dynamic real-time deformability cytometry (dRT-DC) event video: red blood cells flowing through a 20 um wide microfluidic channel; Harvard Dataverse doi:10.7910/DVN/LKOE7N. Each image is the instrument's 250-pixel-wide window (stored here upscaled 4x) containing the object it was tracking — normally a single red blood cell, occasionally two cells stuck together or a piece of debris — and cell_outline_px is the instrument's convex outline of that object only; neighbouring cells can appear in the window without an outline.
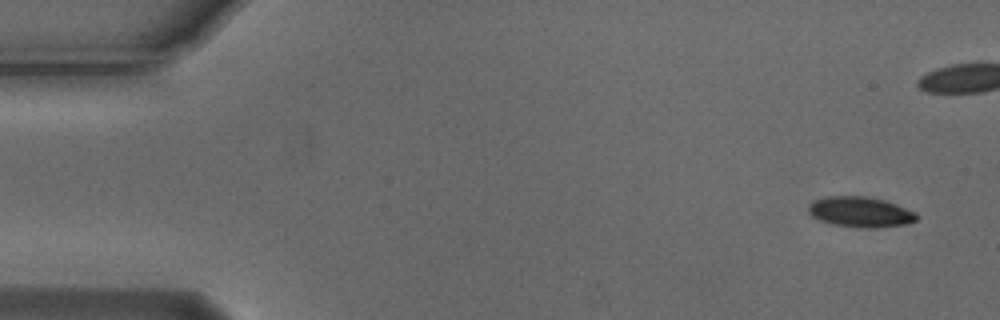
{"species": "Egyptian fruit bat (a non-hibernating species)", "species_latin": "Rousettus aegyptiacus", "temperature_condition": "cold", "stored_images_in_passage": 9, "camera_frame_rate_fps": 3000, "um_per_image_px": 0.085, "animal": {"sex": "male"}, "frame": {"image": 1, "passage_image": 1, "time_ms": 0.0, "image_size_px": [1000, 320], "cell_outline_px": [[920, 216], [916, 220], [908, 224], [876, 228], [856, 228], [832, 224], [820, 220], [812, 216], [808, 212], [808, 204], [816, 200], [828, 196], [864, 196], [884, 200], [896, 204], [916, 212]], "centroid_in_image_um": [73.16, 18.03], "position_along_channel_um": 11.8, "area_um2": 19.36}}
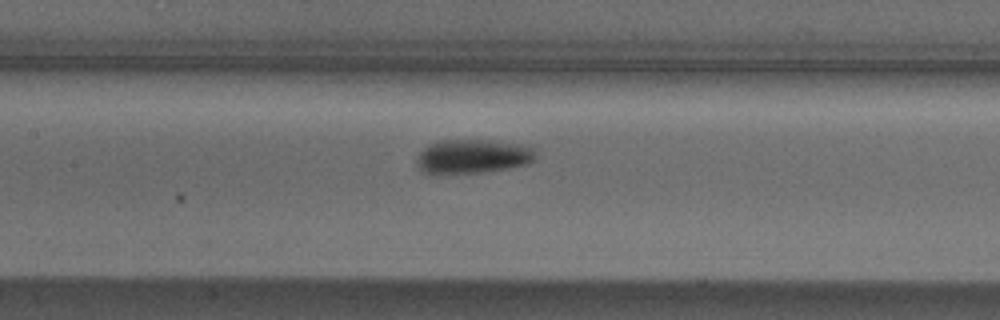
{"frame": {"image": 2, "passage_image": 8, "time_ms": 2.333, "image_size_px": [1000, 320], "cell_outline_px": [[536, 156], [532, 160], [524, 164], [508, 168], [480, 172], [440, 176], [420, 172], [416, 160], [416, 156], [428, 144], [440, 140], [480, 140], [520, 144], [532, 148], [536, 152]], "centroid_in_image_um": [40.06, 13.32], "position_along_channel_um": 167.3, "area_um2": 23.93}}